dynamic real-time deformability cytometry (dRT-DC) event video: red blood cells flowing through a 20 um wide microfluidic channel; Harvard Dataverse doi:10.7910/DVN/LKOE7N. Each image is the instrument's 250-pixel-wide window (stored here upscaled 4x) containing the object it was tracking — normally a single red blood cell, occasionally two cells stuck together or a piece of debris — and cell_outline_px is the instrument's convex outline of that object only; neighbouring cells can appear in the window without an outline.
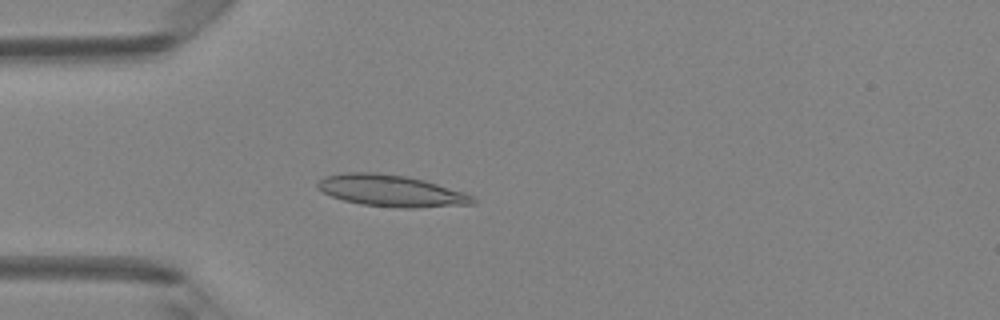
{"species": "Egyptian fruit bat (a non-hibernating species)", "species_latin": "Rousettus aegyptiacus", "temperature_condition": "room temperature", "stored_images_in_passage": 47, "camera_frame_rate_fps": 3000, "um_per_image_px": 0.085, "animal": {"sex": "female"}, "frame": {"image": 1, "passage_image": 13, "time_ms": 4.0, "image_size_px": [1000, 320], "cell_outline_px": [[476, 204], [412, 208], [400, 208], [360, 204], [344, 200], [332, 196], [316, 188], [316, 184], [324, 176], [344, 172], [376, 172], [404, 176], [424, 180], [464, 192], [472, 196], [476, 200]], "centroid_in_image_um": [33.24, 16.21], "position_along_channel_um": 51.8, "area_um2": 28.61}}
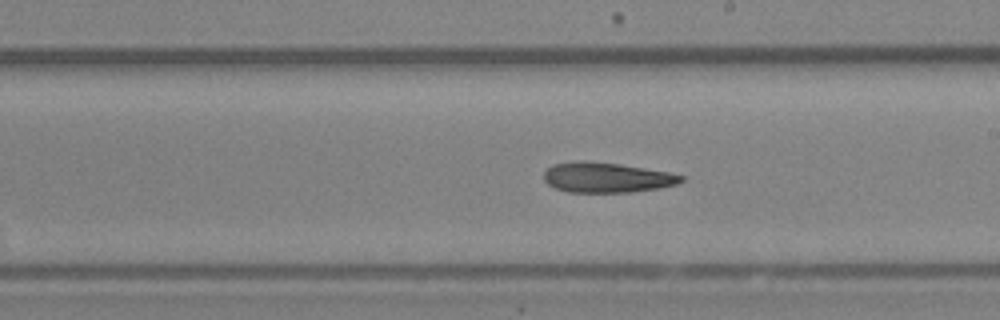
{"frame": {"image": 2, "passage_image": 27, "time_ms": 8.667, "image_size_px": [1000, 320], "cell_outline_px": [[684, 180], [676, 184], [660, 188], [632, 192], [568, 192], [556, 188], [548, 184], [544, 180], [544, 172], [552, 164], [580, 160], [620, 164], [668, 172], [684, 176]], "centroid_in_image_um": [51.56, 15.08], "position_along_channel_um": 237.4, "area_um2": 24.04}}
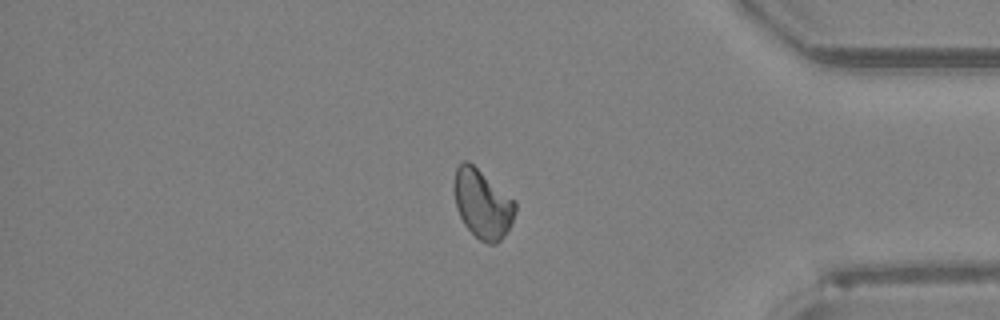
{"frame": {"image": 3, "passage_image": 40, "time_ms": 13.0, "image_size_px": [1000, 320], "cell_outline_px": [[516, 212], [504, 236], [496, 244], [488, 244], [480, 240], [464, 224], [456, 208], [452, 188], [452, 184], [456, 168], [464, 160], [468, 160], [516, 200]], "centroid_in_image_um": [40.99, 17.3], "position_along_channel_um": 394.2, "area_um2": 24.8}}